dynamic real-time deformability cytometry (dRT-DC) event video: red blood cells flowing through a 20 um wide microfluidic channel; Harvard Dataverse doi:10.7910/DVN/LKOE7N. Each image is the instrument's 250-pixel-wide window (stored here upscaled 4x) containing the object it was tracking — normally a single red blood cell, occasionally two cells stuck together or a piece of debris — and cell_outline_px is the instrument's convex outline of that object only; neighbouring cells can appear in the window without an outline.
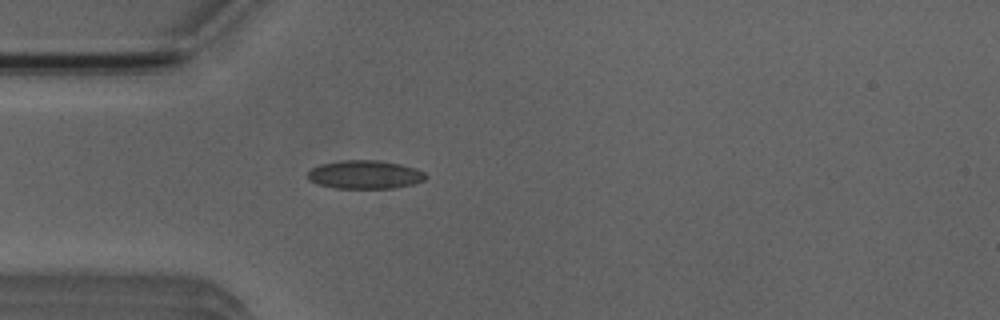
{"species": "Egyptian fruit bat (a non-hibernating species)", "species_latin": "Rousettus aegyptiacus", "temperature_condition": "room temperature", "stored_images_in_passage": 2, "camera_frame_rate_fps": 3000, "um_per_image_px": 0.085, "animal": {"sex": "male"}, "frame": {"image": 1, "passage_image": 2, "time_ms": 1.333, "image_size_px": [1000, 320], "cell_outline_px": [[428, 176], [424, 180], [412, 184], [392, 188], [336, 188], [316, 184], [308, 180], [308, 172], [312, 168], [320, 164], [340, 160], [380, 160], [400, 164], [416, 168], [424, 172]], "centroid_in_image_um": [31.0, 14.83], "position_along_channel_um": 54.0, "area_um2": 19.65}}